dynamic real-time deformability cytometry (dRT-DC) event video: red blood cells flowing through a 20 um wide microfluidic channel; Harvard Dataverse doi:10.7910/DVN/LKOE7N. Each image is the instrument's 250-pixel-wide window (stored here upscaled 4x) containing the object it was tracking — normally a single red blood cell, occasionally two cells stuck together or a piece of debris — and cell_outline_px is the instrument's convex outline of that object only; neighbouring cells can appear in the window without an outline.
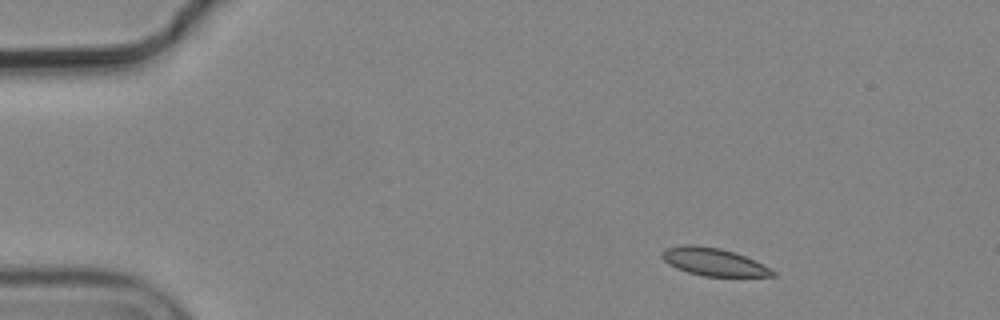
{"species": "common noctule bat (a hibernating species)", "species_latin": "Nyctalus noctula", "temperature_condition": "cold", "stored_images_in_passage": 49, "camera_frame_rate_fps": 3000, "um_per_image_px": 0.085, "animal": {"sex": "male", "body_mass_g": 19.2, "forearm_length_mm": 51.8}, "frame": {"image": 1, "passage_image": 1, "time_ms": 0.0, "image_size_px": [1000, 320], "cell_outline_px": [[776, 276], [704, 276], [688, 272], [676, 268], [668, 264], [660, 256], [660, 252], [664, 248], [680, 244], [696, 244], [720, 248], [744, 256], [776, 272]], "centroid_in_image_um": [60.55, 22.24], "position_along_channel_um": 24.5, "area_um2": 17.8}}
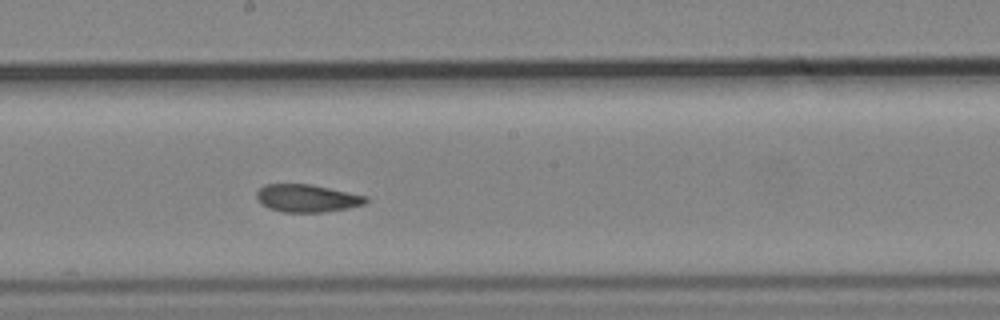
{"frame": {"image": 2, "passage_image": 24, "time_ms": 7.667, "image_size_px": [1000, 320], "cell_outline_px": [[368, 200], [364, 204], [348, 208], [324, 212], [280, 212], [268, 208], [260, 204], [256, 196], [256, 192], [264, 184], [312, 184], [368, 196]], "centroid_in_image_um": [26.08, 16.85], "position_along_channel_um": 222.1, "area_um2": 17.8}}
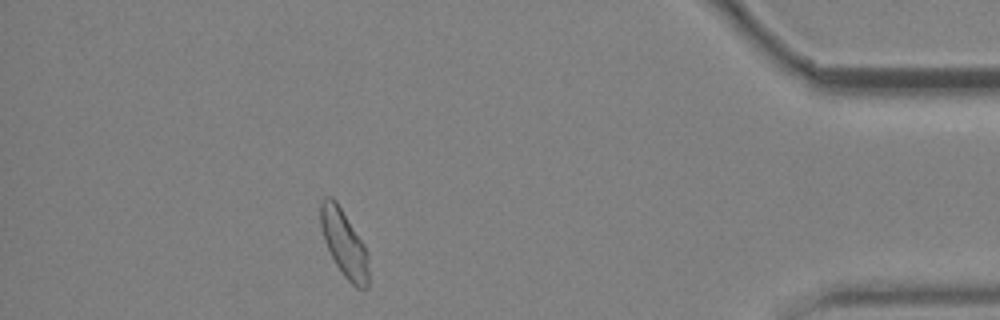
{"frame": {"image": 3, "passage_image": 43, "time_ms": 14.0, "image_size_px": [1000, 320], "cell_outline_px": [[368, 288], [356, 288], [344, 276], [336, 264], [324, 240], [320, 224], [320, 204], [324, 196], [332, 196], [336, 200], [364, 244], [368, 252]], "centroid_in_image_um": [29.25, 20.66], "position_along_channel_um": 406.0, "area_um2": 18.67}, "authors_computed_cell_mechanics": {"area_um2": 18.496, "velocity_mm_per_s": 3.6609, "shape_relaxation_time_tau1_ms": 5.656, "shape_relaxation_time_tau2_ms": 4.1831, "deformation_change_tau1": 0.1319, "deformation_change_tau2": 0.0597}}